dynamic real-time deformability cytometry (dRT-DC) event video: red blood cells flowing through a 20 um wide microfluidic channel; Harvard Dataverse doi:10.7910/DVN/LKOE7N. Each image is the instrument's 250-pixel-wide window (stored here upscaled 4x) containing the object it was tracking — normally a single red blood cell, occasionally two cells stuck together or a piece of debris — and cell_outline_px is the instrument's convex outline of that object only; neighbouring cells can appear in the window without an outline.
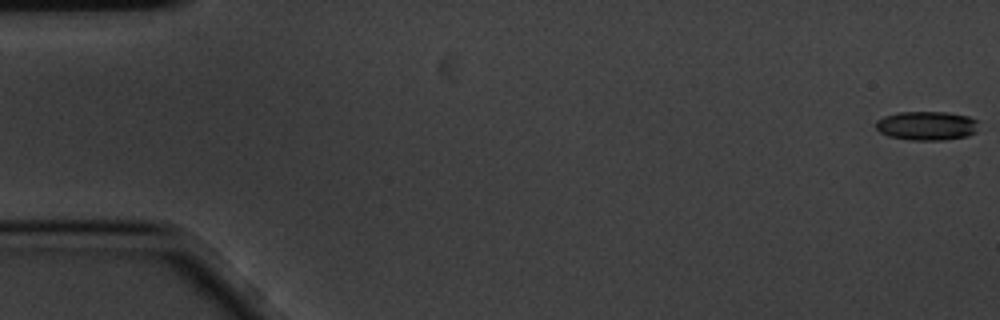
{"species": "common noctule bat (a hibernating species)", "species_latin": "Nyctalus noctula", "temperature_condition": "cold", "stored_images_in_passage": 5, "camera_frame_rate_fps": 3000, "um_per_image_px": 0.085, "animal": {"sex": "male", "body_mass_g": 20.1, "forearm_length_mm": 53.5}, "frame": {"image": 1, "passage_image": 1, "time_ms": 0.0, "image_size_px": [1000, 320], "cell_outline_px": [[976, 132], [968, 136], [944, 140], [912, 140], [888, 136], [880, 132], [876, 128], [876, 120], [884, 116], [896, 112], [948, 112], [968, 116], [976, 120]], "centroid_in_image_um": [78.75, 10.68], "position_along_channel_um": 6.3, "area_um2": 17.4}}
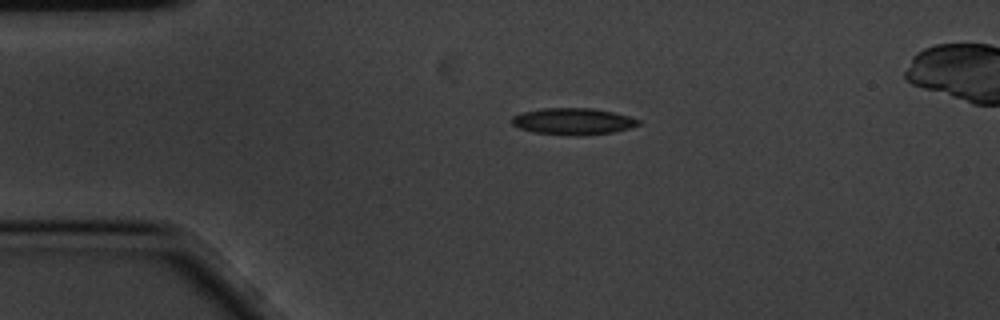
{"frame": {"image": 2, "passage_image": 4, "time_ms": 1.0, "image_size_px": [1000, 320], "cell_outline_px": [[640, 124], [628, 128], [612, 132], [584, 136], [576, 136], [532, 132], [520, 128], [512, 124], [512, 116], [524, 112], [544, 108], [592, 108], [612, 112], [628, 116], [640, 120]], "centroid_in_image_um": [48.7, 10.32], "position_along_channel_um": 36.3, "area_um2": 19.54}}